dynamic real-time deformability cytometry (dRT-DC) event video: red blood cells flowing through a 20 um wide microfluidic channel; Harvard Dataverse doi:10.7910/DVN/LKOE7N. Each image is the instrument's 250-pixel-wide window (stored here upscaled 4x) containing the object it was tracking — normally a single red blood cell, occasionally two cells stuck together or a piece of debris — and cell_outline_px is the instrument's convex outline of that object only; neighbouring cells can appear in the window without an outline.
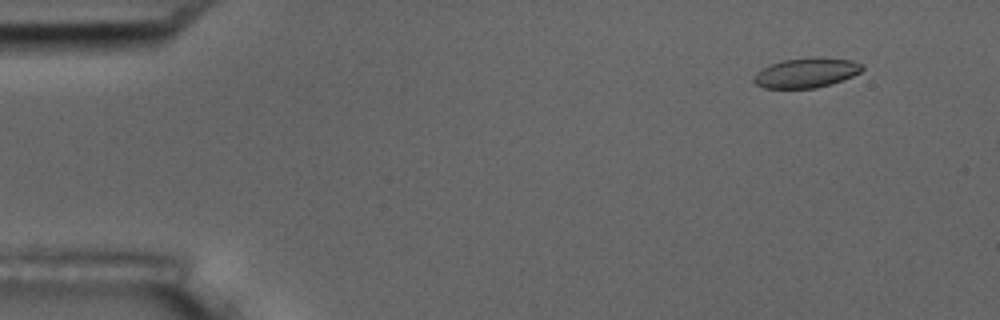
{"species": "common noctule bat (a hibernating species)", "species_latin": "Nyctalus noctula", "temperature_condition": "room temperature", "stored_images_in_passage": 4, "camera_frame_rate_fps": 3000, "um_per_image_px": 0.085, "animal": {"sex": "male", "body_mass_g": 17.5, "forearm_length_mm": 52.3}, "frame": {"image": 1, "passage_image": 2, "time_ms": 1.333, "image_size_px": [1000, 320], "cell_outline_px": [[864, 68], [860, 72], [852, 76], [832, 84], [816, 88], [764, 88], [756, 84], [752, 80], [752, 76], [756, 72], [772, 64], [784, 60], [812, 56], [816, 56], [852, 60], [864, 64]], "centroid_in_image_um": [68.55, 6.18], "position_along_channel_um": 16.4, "area_um2": 19.02}}